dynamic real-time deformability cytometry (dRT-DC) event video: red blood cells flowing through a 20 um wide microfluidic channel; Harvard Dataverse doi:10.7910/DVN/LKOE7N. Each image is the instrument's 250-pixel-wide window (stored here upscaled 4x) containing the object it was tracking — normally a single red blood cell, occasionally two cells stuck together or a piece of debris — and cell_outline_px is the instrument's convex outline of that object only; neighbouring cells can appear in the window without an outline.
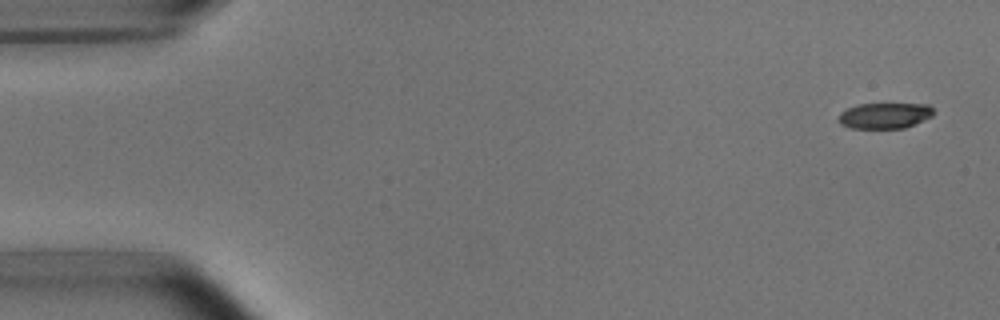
{"species": "common noctule bat (a hibernating species)", "species_latin": "Nyctalus noctula", "temperature_condition": "room temperature", "stored_images_in_passage": 4, "camera_frame_rate_fps": 3000, "um_per_image_px": 0.085, "animal": {"sex": "male", "body_mass_g": 15.6}, "frame": {"image": 1, "passage_image": 1, "time_ms": 0.0, "image_size_px": [1000, 320], "cell_outline_px": [[936, 112], [932, 116], [904, 128], [848, 128], [840, 124], [836, 120], [840, 112], [848, 108], [860, 104], [928, 104]], "centroid_in_image_um": [75.17, 9.83], "position_along_channel_um": 9.8, "area_um2": 14.33}}